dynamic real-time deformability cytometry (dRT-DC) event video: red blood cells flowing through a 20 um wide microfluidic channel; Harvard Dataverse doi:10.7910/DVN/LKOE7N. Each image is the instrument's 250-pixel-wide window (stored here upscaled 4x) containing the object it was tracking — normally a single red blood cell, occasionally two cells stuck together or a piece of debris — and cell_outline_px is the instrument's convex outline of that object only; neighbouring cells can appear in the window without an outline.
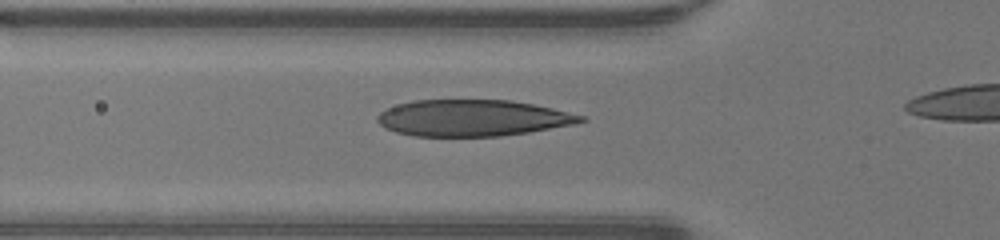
{"species": "human", "species_latin": "Homo sapiens", "temperature_condition": "warm", "stored_images_in_passage": 27, "camera_frame_rate_fps": 3000, "um_per_image_px": 0.085, "donor": {"sex": "male"}, "frame": {"image": 1, "passage_image": 4, "time_ms": 1.0, "image_size_px": [1000, 240], "cell_outline_px": [[588, 120], [576, 124], [528, 132], [500, 136], [412, 136], [396, 132], [384, 128], [376, 120], [376, 116], [380, 112], [388, 108], [412, 100], [508, 100], [532, 104], [552, 108], [584, 116]], "centroid_in_image_um": [40.16, 10.03], "position_along_channel_um": 85.6, "area_um2": 43.12}}
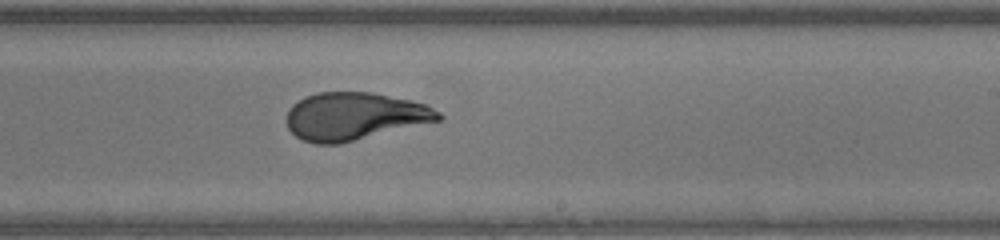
{"frame": {"image": 2, "passage_image": 16, "time_ms": 5.0, "image_size_px": [1000, 240], "cell_outline_px": [[444, 116], [440, 120], [340, 144], [316, 144], [304, 140], [296, 136], [288, 128], [288, 112], [292, 104], [304, 96], [316, 92], [372, 92], [412, 100], [424, 104], [440, 112]], "centroid_in_image_um": [30.13, 9.88], "position_along_channel_um": 258.9, "area_um2": 42.14}}
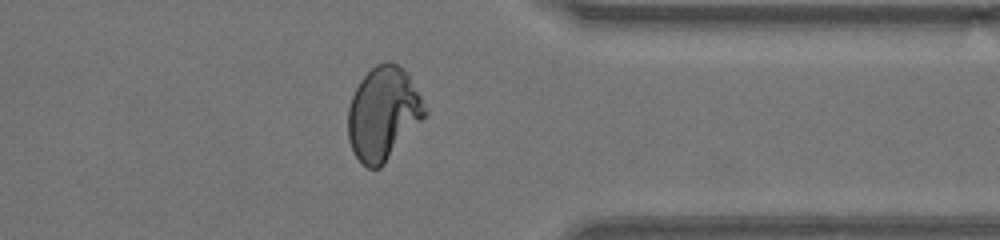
{"frame": {"image": 3, "passage_image": 25, "time_ms": 8.0, "image_size_px": [1000, 240], "cell_outline_px": [[428, 112], [384, 164], [380, 168], [368, 168], [356, 156], [348, 140], [348, 108], [352, 96], [360, 80], [376, 64], [388, 60], [396, 64], [408, 72]], "centroid_in_image_um": [32.56, 9.63], "position_along_channel_um": 378.8, "area_um2": 41.33}}